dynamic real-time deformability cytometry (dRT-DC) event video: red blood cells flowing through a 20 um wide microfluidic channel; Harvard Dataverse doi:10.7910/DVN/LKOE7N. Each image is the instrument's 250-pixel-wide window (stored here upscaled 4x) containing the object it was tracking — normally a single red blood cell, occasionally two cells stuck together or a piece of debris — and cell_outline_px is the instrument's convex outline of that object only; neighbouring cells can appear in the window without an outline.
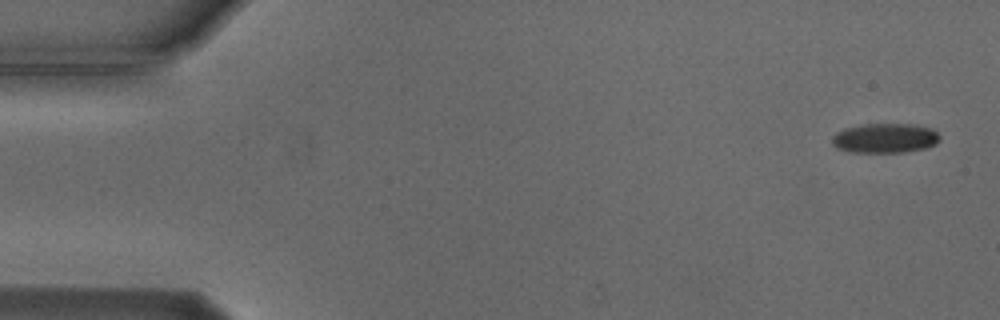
{"species": "Egyptian fruit bat (a non-hibernating species)", "species_latin": "Rousettus aegyptiacus", "temperature_condition": "cold", "stored_images_in_passage": 2, "camera_frame_rate_fps": 3000, "um_per_image_px": 0.085, "animal": {"sex": "male"}, "frame": {"image": 1, "passage_image": 2, "time_ms": 1.0, "image_size_px": [1000, 320], "cell_outline_px": [[940, 140], [936, 144], [924, 148], [904, 152], [852, 152], [836, 148], [832, 144], [832, 136], [836, 132], [844, 128], [864, 124], [912, 124], [932, 128], [940, 136]], "centroid_in_image_um": [75.21, 11.74], "position_along_channel_um": 9.8, "area_um2": 18.67}}